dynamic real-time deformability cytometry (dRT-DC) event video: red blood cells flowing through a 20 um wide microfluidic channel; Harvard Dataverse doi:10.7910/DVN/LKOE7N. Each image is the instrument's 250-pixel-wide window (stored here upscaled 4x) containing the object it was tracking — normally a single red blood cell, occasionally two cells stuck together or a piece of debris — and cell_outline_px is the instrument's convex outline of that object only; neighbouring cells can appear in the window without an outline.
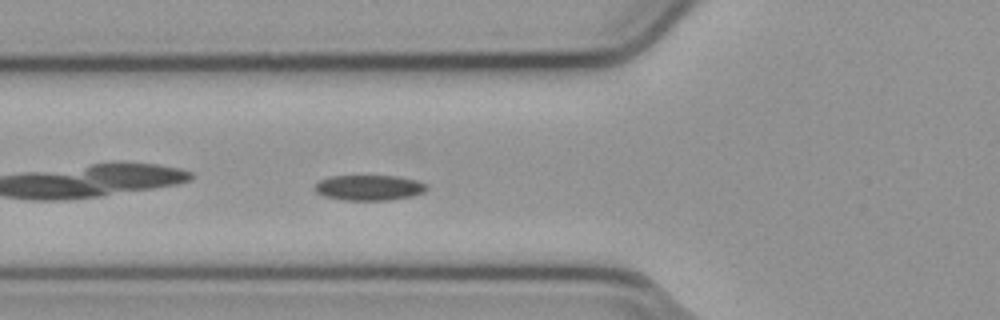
{"species": "common noctule bat (a hibernating species)", "species_latin": "Nyctalus noctula", "temperature_condition": "cold", "stored_images_in_passage": 34, "camera_frame_rate_fps": 3000, "um_per_image_px": 0.085, "animal": {"sex": "male", "body_mass_g": 23.1, "forearm_length_mm": 52.7}, "frame": {"image": 1, "passage_image": 5, "time_ms": 1.333, "image_size_px": [1000, 320], "cell_outline_px": [[428, 188], [424, 192], [412, 196], [388, 200], [344, 200], [324, 196], [316, 192], [312, 188], [320, 180], [332, 176], [396, 176], [416, 180], [428, 184]], "centroid_in_image_um": [31.38, 15.95], "position_along_channel_um": 94.4, "area_um2": 16.59}}
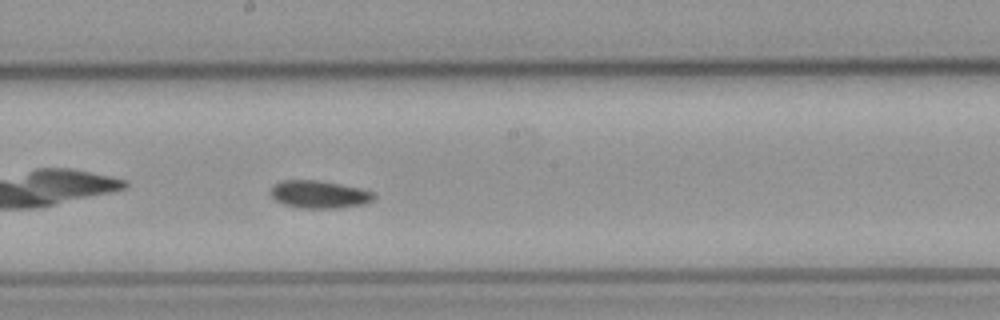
{"frame": {"image": 2, "passage_image": 15, "time_ms": 4.667, "image_size_px": [1000, 320], "cell_outline_px": [[376, 196], [372, 200], [364, 204], [336, 208], [300, 208], [284, 204], [276, 200], [268, 192], [276, 184], [284, 180], [316, 180], [340, 184], [360, 188], [372, 192]], "centroid_in_image_um": [27.13, 16.52], "position_along_channel_um": 221.1, "area_um2": 16.47}}
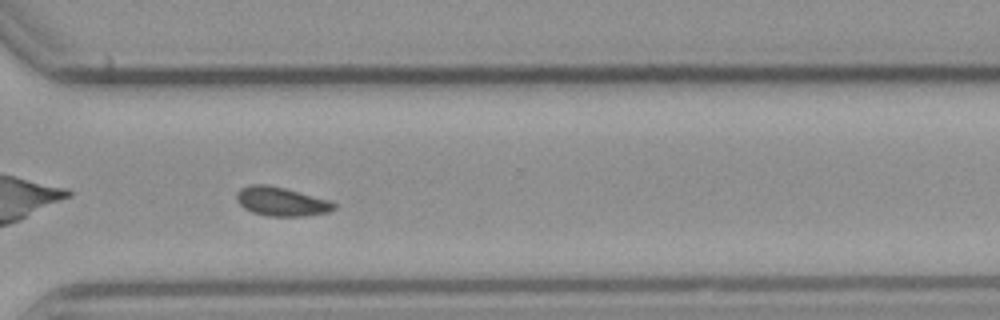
{"frame": {"image": 3, "passage_image": 25, "time_ms": 8.0, "image_size_px": [1000, 320], "cell_outline_px": [[336, 208], [328, 212], [304, 216], [268, 216], [252, 212], [244, 208], [236, 200], [236, 192], [240, 188], [252, 184], [264, 184], [284, 188], [332, 200], [336, 204]], "centroid_in_image_um": [23.92, 17.13], "position_along_channel_um": 346.7, "area_um2": 16.53}}